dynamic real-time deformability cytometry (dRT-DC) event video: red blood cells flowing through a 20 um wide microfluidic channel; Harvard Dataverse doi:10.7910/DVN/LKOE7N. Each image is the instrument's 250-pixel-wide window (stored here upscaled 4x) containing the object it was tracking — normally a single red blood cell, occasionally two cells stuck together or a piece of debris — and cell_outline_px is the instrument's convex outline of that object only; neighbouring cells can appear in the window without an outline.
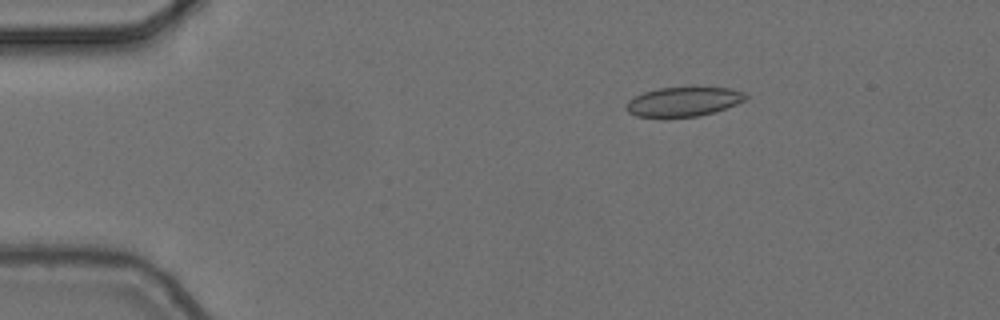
{"species": "common noctule bat (a hibernating species)", "species_latin": "Nyctalus noctula", "temperature_condition": "cold", "stored_images_in_passage": 5, "camera_frame_rate_fps": 3000, "um_per_image_px": 0.085, "animal": {"sex": "female", "body_mass_g": 24.6, "forearm_length_mm": 56.2}, "frame": {"image": 1, "passage_image": 3, "time_ms": 0.667, "image_size_px": [1000, 320], "cell_outline_px": [[748, 96], [744, 100], [736, 104], [712, 112], [696, 116], [664, 120], [636, 116], [628, 112], [624, 108], [628, 100], [644, 92], [660, 88], [728, 88], [744, 92]], "centroid_in_image_um": [58.0, 8.69], "position_along_channel_um": 27.0, "area_um2": 20.69}}